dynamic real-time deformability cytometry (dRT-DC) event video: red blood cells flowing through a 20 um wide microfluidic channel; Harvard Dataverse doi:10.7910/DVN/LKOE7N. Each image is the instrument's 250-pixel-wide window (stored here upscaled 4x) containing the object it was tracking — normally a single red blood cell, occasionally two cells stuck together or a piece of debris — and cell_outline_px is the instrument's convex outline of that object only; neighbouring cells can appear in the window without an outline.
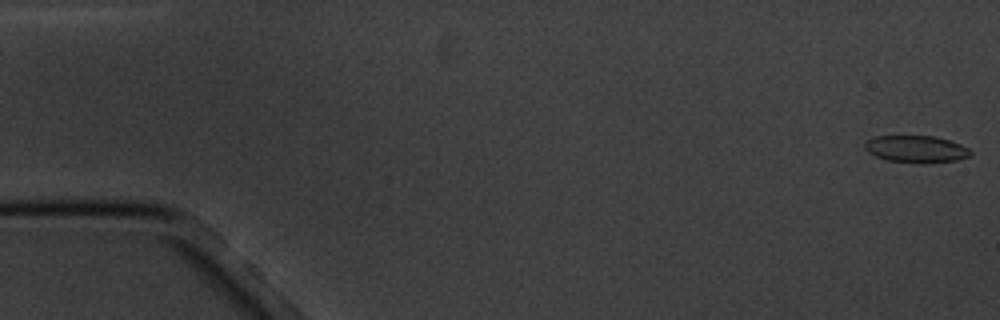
{"species": "common noctule bat (a hibernating species)", "species_latin": "Nyctalus noctula", "temperature_condition": "cold", "stored_images_in_passage": 10, "camera_frame_rate_fps": 3000, "um_per_image_px": 0.085, "animal": {"sex": "male", "body_mass_g": 20.1, "forearm_length_mm": 53.5}, "frame": {"image": 1, "passage_image": 1, "time_ms": 0.0, "image_size_px": [1000, 320], "cell_outline_px": [[972, 156], [956, 160], [920, 164], [888, 160], [876, 156], [868, 152], [864, 148], [864, 144], [868, 140], [876, 136], [936, 136], [960, 144], [968, 148], [972, 152]], "centroid_in_image_um": [77.89, 12.68], "position_along_channel_um": 7.1, "area_um2": 16.7}}
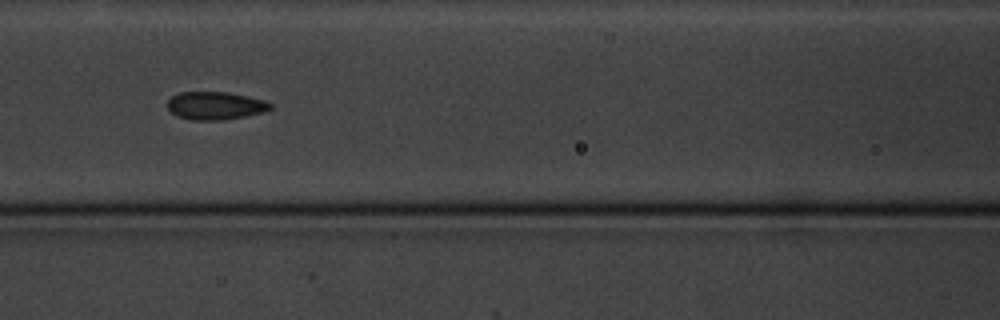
{"frame": {"image": 2, "passage_image": 7, "time_ms": 8.0, "image_size_px": [1000, 320], "cell_outline_px": [[272, 108], [260, 112], [244, 116], [224, 120], [192, 120], [176, 116], [168, 108], [168, 100], [172, 96], [180, 92], [228, 92], [264, 100], [272, 104]], "centroid_in_image_um": [18.27, 8.98], "position_along_channel_um": 148.3, "area_um2": 16.59}}
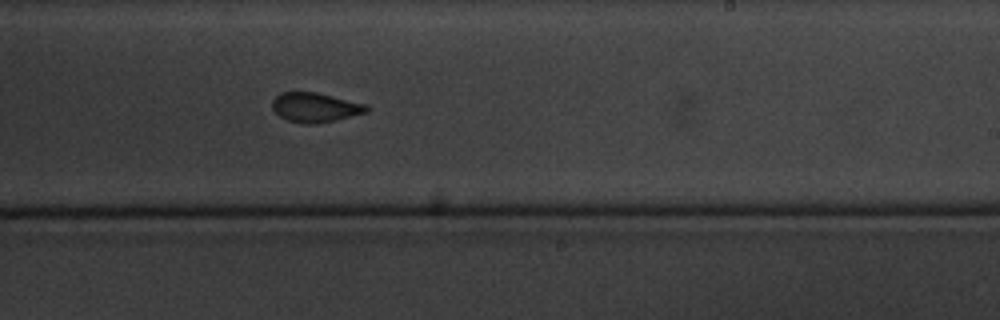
{"frame": {"image": 3, "passage_image": 10, "time_ms": 11.333, "image_size_px": [1000, 320], "cell_outline_px": [[368, 112], [336, 120], [316, 124], [304, 124], [288, 120], [280, 116], [272, 108], [272, 100], [280, 92], [316, 92], [368, 104]], "centroid_in_image_um": [26.8, 9.13], "position_along_channel_um": 262.2, "area_um2": 16.3}}